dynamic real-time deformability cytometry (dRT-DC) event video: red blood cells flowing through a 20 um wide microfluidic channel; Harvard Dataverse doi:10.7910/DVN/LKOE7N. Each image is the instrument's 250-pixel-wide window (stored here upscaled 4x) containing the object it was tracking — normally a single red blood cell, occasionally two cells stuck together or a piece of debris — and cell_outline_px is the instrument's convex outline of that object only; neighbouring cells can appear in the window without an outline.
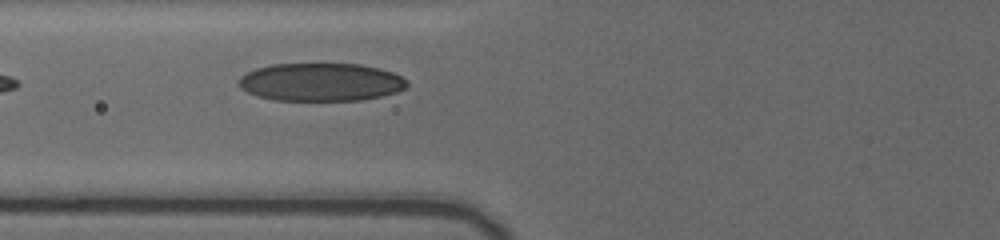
{"species": "human", "species_latin": "Homo sapiens", "temperature_condition": "cold", "stored_images_in_passage": 6, "camera_frame_rate_fps": 3000, "um_per_image_px": 0.085, "donor": {"sex": "female"}, "frame": {"image": 1, "passage_image": 6, "time_ms": 4.333, "image_size_px": [1000, 240], "cell_outline_px": [[408, 88], [396, 92], [380, 96], [360, 100], [272, 100], [256, 96], [248, 92], [236, 80], [240, 76], [256, 68], [272, 64], [360, 64], [380, 68], [392, 72], [408, 80]], "centroid_in_image_um": [27.29, 6.97], "position_along_channel_um": 98.5, "area_um2": 37.34}}